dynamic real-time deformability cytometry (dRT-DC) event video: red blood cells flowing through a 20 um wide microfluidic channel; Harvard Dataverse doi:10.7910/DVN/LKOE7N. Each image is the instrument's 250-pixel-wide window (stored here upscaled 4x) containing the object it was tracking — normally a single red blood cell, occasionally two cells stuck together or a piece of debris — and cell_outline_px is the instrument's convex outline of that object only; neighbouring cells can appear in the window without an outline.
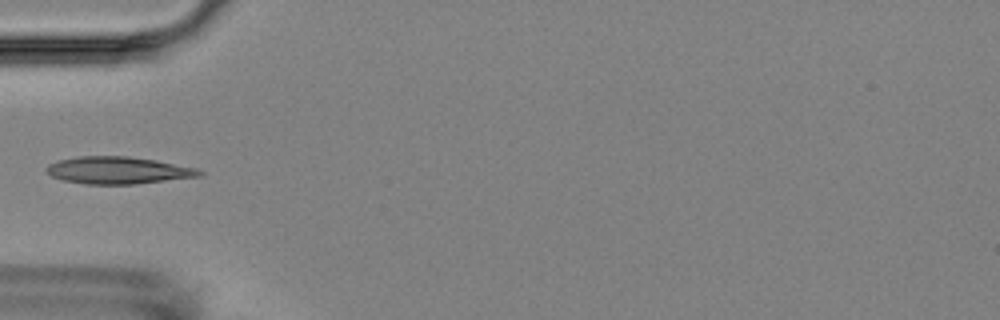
{"species": "Egyptian fruit bat (a non-hibernating species)", "species_latin": "Rousettus aegyptiacus", "temperature_condition": "room temperature", "stored_images_in_passage": 4, "camera_frame_rate_fps": 3000, "um_per_image_px": 0.085, "animal": {"sex": "female"}, "frame": {"image": 1, "passage_image": 4, "time_ms": 4.333, "image_size_px": [1000, 320], "cell_outline_px": [[204, 176], [136, 184], [84, 184], [64, 180], [52, 176], [44, 168], [48, 164], [56, 160], [76, 156], [128, 156], [156, 160], [196, 168], [204, 172]], "centroid_in_image_um": [10.04, 14.47], "position_along_channel_um": 75.0, "area_um2": 24.45}}